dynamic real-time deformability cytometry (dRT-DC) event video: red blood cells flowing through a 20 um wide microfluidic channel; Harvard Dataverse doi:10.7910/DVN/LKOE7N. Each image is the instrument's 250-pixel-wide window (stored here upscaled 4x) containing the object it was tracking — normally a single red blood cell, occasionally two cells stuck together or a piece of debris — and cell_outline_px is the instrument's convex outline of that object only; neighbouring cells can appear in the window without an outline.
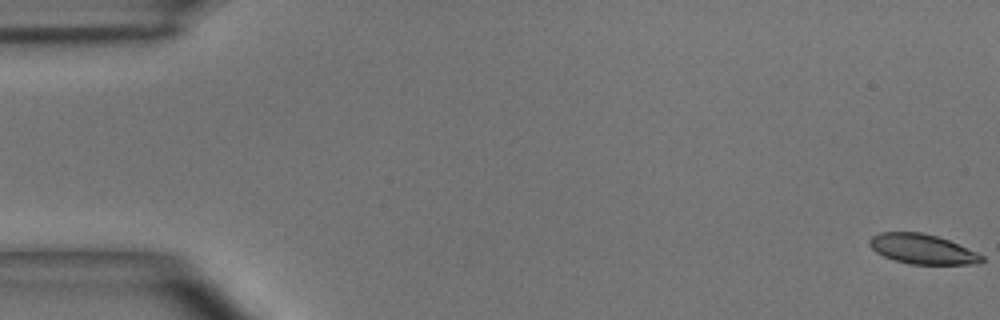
{"species": "common noctule bat (a hibernating species)", "species_latin": "Nyctalus noctula", "temperature_condition": "room temperature", "stored_images_in_passage": 51, "camera_frame_rate_fps": 3000, "um_per_image_px": 0.085, "animal": {"sex": "male", "body_mass_g": 15.6}, "frame": {"image": 1, "passage_image": 1, "time_ms": 0.0, "image_size_px": [1000, 320], "cell_outline_px": [[984, 260], [980, 264], [912, 264], [896, 260], [884, 256], [876, 252], [868, 244], [868, 240], [872, 236], [880, 232], [920, 232], [936, 236], [948, 240], [976, 252], [984, 256]], "centroid_in_image_um": [78.39, 21.17], "position_along_channel_um": 6.6, "area_um2": 19.36}}
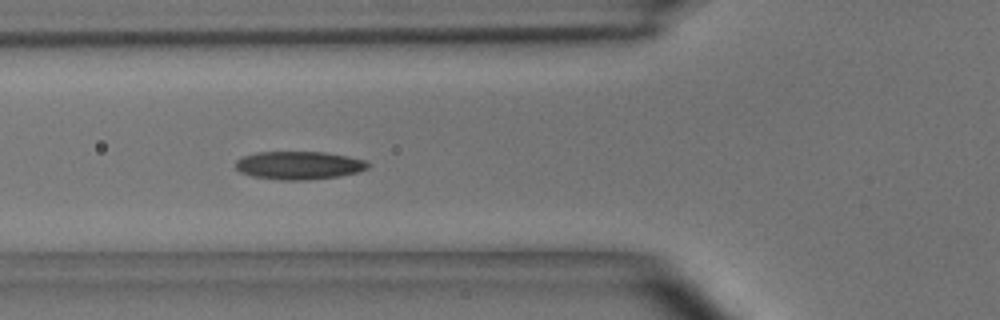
{"frame": {"image": 2, "passage_image": 19, "time_ms": 6.0, "image_size_px": [1000, 320], "cell_outline_px": [[372, 164], [368, 168], [356, 172], [340, 176], [308, 180], [280, 180], [252, 176], [240, 172], [236, 168], [236, 160], [244, 156], [256, 152], [324, 152], [348, 156], [364, 160]], "centroid_in_image_um": [25.42, 14.05], "position_along_channel_um": 100.4, "area_um2": 21.73}}
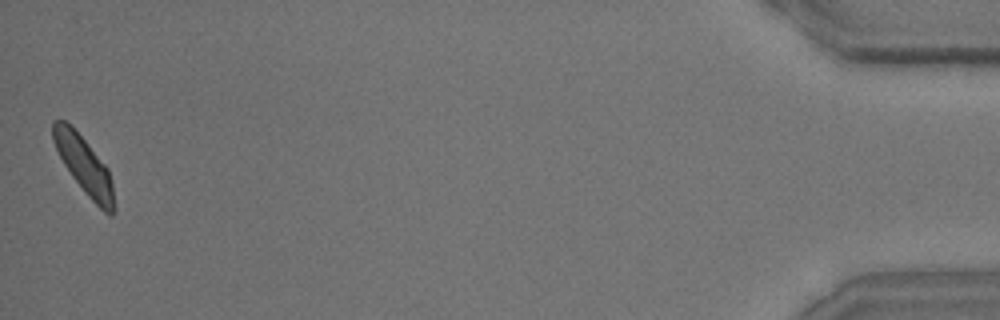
{"frame": {"image": 3, "passage_image": 51, "time_ms": 16.667, "image_size_px": [1000, 320], "cell_outline_px": [[116, 208], [112, 216], [108, 216], [88, 196], [72, 176], [64, 164], [52, 140], [52, 120], [64, 120], [84, 140], [108, 168], [112, 184]], "centroid_in_image_um": [7.17, 14.11], "position_along_channel_um": 428.0, "area_um2": 20.0}, "authors_computed_cell_mechanics": {"area_um2": 20.9236, "velocity_mm_per_s": 3.9291, "shape_relaxation_time_tau1_ms": 4.0708, "shape_relaxation_time_tau2_ms": 3.6483, "deformation_change_tau1": 0.1424, "deformation_change_tau2": 0.0874}}